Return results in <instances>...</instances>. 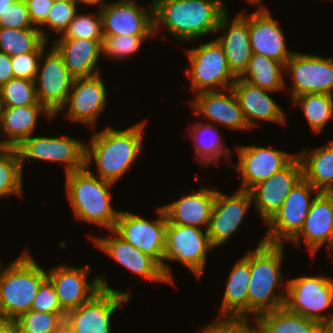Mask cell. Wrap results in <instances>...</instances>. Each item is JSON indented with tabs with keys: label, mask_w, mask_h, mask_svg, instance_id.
<instances>
[{
	"label": "cell",
	"mask_w": 333,
	"mask_h": 333,
	"mask_svg": "<svg viewBox=\"0 0 333 333\" xmlns=\"http://www.w3.org/2000/svg\"><path fill=\"white\" fill-rule=\"evenodd\" d=\"M154 34L163 25L176 39L190 41L217 32L226 12L222 0H153Z\"/></svg>",
	"instance_id": "6da1fadb"
},
{
	"label": "cell",
	"mask_w": 333,
	"mask_h": 333,
	"mask_svg": "<svg viewBox=\"0 0 333 333\" xmlns=\"http://www.w3.org/2000/svg\"><path fill=\"white\" fill-rule=\"evenodd\" d=\"M145 121L127 129L105 127L92 135L85 144V167L90 168L93 158L98 167V177L115 183L131 167L142 150Z\"/></svg>",
	"instance_id": "7a4b0ae2"
},
{
	"label": "cell",
	"mask_w": 333,
	"mask_h": 333,
	"mask_svg": "<svg viewBox=\"0 0 333 333\" xmlns=\"http://www.w3.org/2000/svg\"><path fill=\"white\" fill-rule=\"evenodd\" d=\"M283 248L284 244H269L262 239L256 250L250 251L247 314L253 313L255 317L284 307L286 293L282 291L278 296L274 293L283 277L280 268Z\"/></svg>",
	"instance_id": "3957f363"
},
{
	"label": "cell",
	"mask_w": 333,
	"mask_h": 333,
	"mask_svg": "<svg viewBox=\"0 0 333 333\" xmlns=\"http://www.w3.org/2000/svg\"><path fill=\"white\" fill-rule=\"evenodd\" d=\"M96 176L86 167L66 173V194L76 218L111 231L120 212L110 202L114 183Z\"/></svg>",
	"instance_id": "277c9868"
},
{
	"label": "cell",
	"mask_w": 333,
	"mask_h": 333,
	"mask_svg": "<svg viewBox=\"0 0 333 333\" xmlns=\"http://www.w3.org/2000/svg\"><path fill=\"white\" fill-rule=\"evenodd\" d=\"M46 279L47 271L25 250L0 275V318L15 320L29 311L38 288Z\"/></svg>",
	"instance_id": "5b68a950"
},
{
	"label": "cell",
	"mask_w": 333,
	"mask_h": 333,
	"mask_svg": "<svg viewBox=\"0 0 333 333\" xmlns=\"http://www.w3.org/2000/svg\"><path fill=\"white\" fill-rule=\"evenodd\" d=\"M157 212L159 218L151 222L134 213L120 211L114 231L126 242L152 257L161 266L169 283L174 284L170 266L164 263L167 218L162 207Z\"/></svg>",
	"instance_id": "8992f818"
},
{
	"label": "cell",
	"mask_w": 333,
	"mask_h": 333,
	"mask_svg": "<svg viewBox=\"0 0 333 333\" xmlns=\"http://www.w3.org/2000/svg\"><path fill=\"white\" fill-rule=\"evenodd\" d=\"M190 67L187 74L191 79V90L197 93L206 91H227L237 77L228 66L223 47L216 39L196 48L186 50Z\"/></svg>",
	"instance_id": "52a82bcc"
},
{
	"label": "cell",
	"mask_w": 333,
	"mask_h": 333,
	"mask_svg": "<svg viewBox=\"0 0 333 333\" xmlns=\"http://www.w3.org/2000/svg\"><path fill=\"white\" fill-rule=\"evenodd\" d=\"M284 307L290 312L325 325L331 313L321 314L333 304V279L301 276L288 280Z\"/></svg>",
	"instance_id": "ba28073f"
},
{
	"label": "cell",
	"mask_w": 333,
	"mask_h": 333,
	"mask_svg": "<svg viewBox=\"0 0 333 333\" xmlns=\"http://www.w3.org/2000/svg\"><path fill=\"white\" fill-rule=\"evenodd\" d=\"M313 192L319 193L302 177L291 189L281 208L266 222L269 228L263 241L279 245L286 240L291 241L303 226L313 201Z\"/></svg>",
	"instance_id": "9c48e42d"
},
{
	"label": "cell",
	"mask_w": 333,
	"mask_h": 333,
	"mask_svg": "<svg viewBox=\"0 0 333 333\" xmlns=\"http://www.w3.org/2000/svg\"><path fill=\"white\" fill-rule=\"evenodd\" d=\"M213 248L207 230L203 233L200 228L167 221L164 260L182 262L199 279L206 264V253Z\"/></svg>",
	"instance_id": "30bf717a"
},
{
	"label": "cell",
	"mask_w": 333,
	"mask_h": 333,
	"mask_svg": "<svg viewBox=\"0 0 333 333\" xmlns=\"http://www.w3.org/2000/svg\"><path fill=\"white\" fill-rule=\"evenodd\" d=\"M41 59L43 62L42 65L39 63L35 79L36 96L38 102L55 116L65 108L74 77L54 47L48 54L43 52Z\"/></svg>",
	"instance_id": "8fae6325"
},
{
	"label": "cell",
	"mask_w": 333,
	"mask_h": 333,
	"mask_svg": "<svg viewBox=\"0 0 333 333\" xmlns=\"http://www.w3.org/2000/svg\"><path fill=\"white\" fill-rule=\"evenodd\" d=\"M21 161L25 159L61 162L65 172H73L85 167V144L68 136L63 137H30L16 147Z\"/></svg>",
	"instance_id": "7c38bea8"
},
{
	"label": "cell",
	"mask_w": 333,
	"mask_h": 333,
	"mask_svg": "<svg viewBox=\"0 0 333 333\" xmlns=\"http://www.w3.org/2000/svg\"><path fill=\"white\" fill-rule=\"evenodd\" d=\"M90 268L68 267L66 265L52 267L47 272V279L53 285L62 309L67 313L88 302L102 288L112 290L104 276L94 277L92 283L87 280Z\"/></svg>",
	"instance_id": "4fadbf2b"
},
{
	"label": "cell",
	"mask_w": 333,
	"mask_h": 333,
	"mask_svg": "<svg viewBox=\"0 0 333 333\" xmlns=\"http://www.w3.org/2000/svg\"><path fill=\"white\" fill-rule=\"evenodd\" d=\"M292 74V99L308 93L333 95V58L294 52L285 64Z\"/></svg>",
	"instance_id": "5bb4252c"
},
{
	"label": "cell",
	"mask_w": 333,
	"mask_h": 333,
	"mask_svg": "<svg viewBox=\"0 0 333 333\" xmlns=\"http://www.w3.org/2000/svg\"><path fill=\"white\" fill-rule=\"evenodd\" d=\"M131 293L101 289L88 302L67 314L74 333H111V315L126 303Z\"/></svg>",
	"instance_id": "9a60e30c"
},
{
	"label": "cell",
	"mask_w": 333,
	"mask_h": 333,
	"mask_svg": "<svg viewBox=\"0 0 333 333\" xmlns=\"http://www.w3.org/2000/svg\"><path fill=\"white\" fill-rule=\"evenodd\" d=\"M99 7L104 36L155 35L153 4L142 10L135 1L120 0Z\"/></svg>",
	"instance_id": "2e32d148"
},
{
	"label": "cell",
	"mask_w": 333,
	"mask_h": 333,
	"mask_svg": "<svg viewBox=\"0 0 333 333\" xmlns=\"http://www.w3.org/2000/svg\"><path fill=\"white\" fill-rule=\"evenodd\" d=\"M302 177V164L296 156L282 170L249 190L252 204H255V209L265 223L281 208L291 189Z\"/></svg>",
	"instance_id": "e0dca14e"
},
{
	"label": "cell",
	"mask_w": 333,
	"mask_h": 333,
	"mask_svg": "<svg viewBox=\"0 0 333 333\" xmlns=\"http://www.w3.org/2000/svg\"><path fill=\"white\" fill-rule=\"evenodd\" d=\"M239 163L235 167L242 174L241 190L249 191L258 183L286 167L295 157L283 151L269 147L240 146Z\"/></svg>",
	"instance_id": "ac0fdd59"
},
{
	"label": "cell",
	"mask_w": 333,
	"mask_h": 333,
	"mask_svg": "<svg viewBox=\"0 0 333 333\" xmlns=\"http://www.w3.org/2000/svg\"><path fill=\"white\" fill-rule=\"evenodd\" d=\"M251 203L247 190L239 189L232 196L217 191L207 229L213 247L225 243L237 231Z\"/></svg>",
	"instance_id": "d6986e66"
},
{
	"label": "cell",
	"mask_w": 333,
	"mask_h": 333,
	"mask_svg": "<svg viewBox=\"0 0 333 333\" xmlns=\"http://www.w3.org/2000/svg\"><path fill=\"white\" fill-rule=\"evenodd\" d=\"M107 91L100 73L91 77L74 78L67 102L66 116L72 121L95 126L97 117L106 106Z\"/></svg>",
	"instance_id": "ffe728a7"
},
{
	"label": "cell",
	"mask_w": 333,
	"mask_h": 333,
	"mask_svg": "<svg viewBox=\"0 0 333 333\" xmlns=\"http://www.w3.org/2000/svg\"><path fill=\"white\" fill-rule=\"evenodd\" d=\"M249 35L252 53L286 64L294 52L287 50L280 25L264 6L249 16Z\"/></svg>",
	"instance_id": "44dd1931"
},
{
	"label": "cell",
	"mask_w": 333,
	"mask_h": 333,
	"mask_svg": "<svg viewBox=\"0 0 333 333\" xmlns=\"http://www.w3.org/2000/svg\"><path fill=\"white\" fill-rule=\"evenodd\" d=\"M305 240L312 255L327 243H333V195L330 192H319L313 196L310 210L300 232L291 240L297 246L301 238Z\"/></svg>",
	"instance_id": "7402d4cb"
},
{
	"label": "cell",
	"mask_w": 333,
	"mask_h": 333,
	"mask_svg": "<svg viewBox=\"0 0 333 333\" xmlns=\"http://www.w3.org/2000/svg\"><path fill=\"white\" fill-rule=\"evenodd\" d=\"M238 13L230 21L225 12L218 23L217 31L228 29L225 35L216 40L223 47L227 58L228 66L236 77H240L248 67L252 56L250 35H249V16Z\"/></svg>",
	"instance_id": "603a6c76"
},
{
	"label": "cell",
	"mask_w": 333,
	"mask_h": 333,
	"mask_svg": "<svg viewBox=\"0 0 333 333\" xmlns=\"http://www.w3.org/2000/svg\"><path fill=\"white\" fill-rule=\"evenodd\" d=\"M91 238L101 250L132 273L150 281L169 282L164 276L161 266L152 257L126 242L114 230H111L110 238Z\"/></svg>",
	"instance_id": "cb8c5ba5"
},
{
	"label": "cell",
	"mask_w": 333,
	"mask_h": 333,
	"mask_svg": "<svg viewBox=\"0 0 333 333\" xmlns=\"http://www.w3.org/2000/svg\"><path fill=\"white\" fill-rule=\"evenodd\" d=\"M227 90L229 94L223 93V90L198 93L190 105L195 108L196 115L202 114L208 121L220 123L232 130L249 129L235 93L232 88Z\"/></svg>",
	"instance_id": "d4e9b609"
},
{
	"label": "cell",
	"mask_w": 333,
	"mask_h": 333,
	"mask_svg": "<svg viewBox=\"0 0 333 333\" xmlns=\"http://www.w3.org/2000/svg\"><path fill=\"white\" fill-rule=\"evenodd\" d=\"M231 88L239 101L249 128L257 124L254 121L256 119L280 124L285 123V112L269 96V90L253 85L239 77Z\"/></svg>",
	"instance_id": "484cf974"
},
{
	"label": "cell",
	"mask_w": 333,
	"mask_h": 333,
	"mask_svg": "<svg viewBox=\"0 0 333 333\" xmlns=\"http://www.w3.org/2000/svg\"><path fill=\"white\" fill-rule=\"evenodd\" d=\"M199 189L197 192L185 195L177 201L163 205L162 209L167 221L176 225H187L200 228L204 225L208 229L212 207L217 189Z\"/></svg>",
	"instance_id": "4316f807"
},
{
	"label": "cell",
	"mask_w": 333,
	"mask_h": 333,
	"mask_svg": "<svg viewBox=\"0 0 333 333\" xmlns=\"http://www.w3.org/2000/svg\"><path fill=\"white\" fill-rule=\"evenodd\" d=\"M53 47L62 56L74 78L91 77L99 74L97 63L102 53V41L85 38H58Z\"/></svg>",
	"instance_id": "83f0119b"
},
{
	"label": "cell",
	"mask_w": 333,
	"mask_h": 333,
	"mask_svg": "<svg viewBox=\"0 0 333 333\" xmlns=\"http://www.w3.org/2000/svg\"><path fill=\"white\" fill-rule=\"evenodd\" d=\"M250 281V251L239 259L229 274L218 318H247Z\"/></svg>",
	"instance_id": "f1b7e54d"
},
{
	"label": "cell",
	"mask_w": 333,
	"mask_h": 333,
	"mask_svg": "<svg viewBox=\"0 0 333 333\" xmlns=\"http://www.w3.org/2000/svg\"><path fill=\"white\" fill-rule=\"evenodd\" d=\"M40 113H44L50 120L54 117L42 104L5 107L0 127L4 130L2 135H7L8 138L2 141L9 148L19 146L33 134Z\"/></svg>",
	"instance_id": "f546056e"
},
{
	"label": "cell",
	"mask_w": 333,
	"mask_h": 333,
	"mask_svg": "<svg viewBox=\"0 0 333 333\" xmlns=\"http://www.w3.org/2000/svg\"><path fill=\"white\" fill-rule=\"evenodd\" d=\"M253 321L256 333H325L323 324L285 307L261 313Z\"/></svg>",
	"instance_id": "4dcf8cb0"
},
{
	"label": "cell",
	"mask_w": 333,
	"mask_h": 333,
	"mask_svg": "<svg viewBox=\"0 0 333 333\" xmlns=\"http://www.w3.org/2000/svg\"><path fill=\"white\" fill-rule=\"evenodd\" d=\"M306 149L298 153L302 164V176L319 192L333 189V142L318 147L307 155Z\"/></svg>",
	"instance_id": "1f68e13d"
},
{
	"label": "cell",
	"mask_w": 333,
	"mask_h": 333,
	"mask_svg": "<svg viewBox=\"0 0 333 333\" xmlns=\"http://www.w3.org/2000/svg\"><path fill=\"white\" fill-rule=\"evenodd\" d=\"M284 71L285 64L266 56L252 53L247 69L239 78L273 92L284 88L285 81L282 75Z\"/></svg>",
	"instance_id": "d6a6232c"
},
{
	"label": "cell",
	"mask_w": 333,
	"mask_h": 333,
	"mask_svg": "<svg viewBox=\"0 0 333 333\" xmlns=\"http://www.w3.org/2000/svg\"><path fill=\"white\" fill-rule=\"evenodd\" d=\"M293 102L301 106L304 116L314 133L320 132L333 116V95L308 93L294 97Z\"/></svg>",
	"instance_id": "836d02e7"
},
{
	"label": "cell",
	"mask_w": 333,
	"mask_h": 333,
	"mask_svg": "<svg viewBox=\"0 0 333 333\" xmlns=\"http://www.w3.org/2000/svg\"><path fill=\"white\" fill-rule=\"evenodd\" d=\"M44 41L38 28L0 27V52L11 57L35 51Z\"/></svg>",
	"instance_id": "e575fe53"
},
{
	"label": "cell",
	"mask_w": 333,
	"mask_h": 333,
	"mask_svg": "<svg viewBox=\"0 0 333 333\" xmlns=\"http://www.w3.org/2000/svg\"><path fill=\"white\" fill-rule=\"evenodd\" d=\"M214 131L217 138L214 136H208ZM217 127L213 123L204 124V122H198L193 127V132L190 136L193 137L195 146V153L197 154L199 161L202 163L218 162L223 154L229 156V149H225L221 140L222 135L218 133ZM209 133V134H207ZM205 134V136H204ZM198 135V136H197ZM201 135V136H199ZM207 135V136H206ZM204 136V137H203ZM200 137V138H199ZM203 137V138H202ZM223 152V153H222ZM225 152V153H224Z\"/></svg>",
	"instance_id": "d590c367"
},
{
	"label": "cell",
	"mask_w": 333,
	"mask_h": 333,
	"mask_svg": "<svg viewBox=\"0 0 333 333\" xmlns=\"http://www.w3.org/2000/svg\"><path fill=\"white\" fill-rule=\"evenodd\" d=\"M22 170L16 148H9L0 155V198L22 195Z\"/></svg>",
	"instance_id": "8d00e7d4"
},
{
	"label": "cell",
	"mask_w": 333,
	"mask_h": 333,
	"mask_svg": "<svg viewBox=\"0 0 333 333\" xmlns=\"http://www.w3.org/2000/svg\"><path fill=\"white\" fill-rule=\"evenodd\" d=\"M35 87L33 80L12 78L1 87L5 107L41 104L37 100Z\"/></svg>",
	"instance_id": "74e56055"
},
{
	"label": "cell",
	"mask_w": 333,
	"mask_h": 333,
	"mask_svg": "<svg viewBox=\"0 0 333 333\" xmlns=\"http://www.w3.org/2000/svg\"><path fill=\"white\" fill-rule=\"evenodd\" d=\"M75 14L74 19L70 22L68 28L60 38H85L92 40H101L103 42L102 18L98 14Z\"/></svg>",
	"instance_id": "f35d334b"
},
{
	"label": "cell",
	"mask_w": 333,
	"mask_h": 333,
	"mask_svg": "<svg viewBox=\"0 0 333 333\" xmlns=\"http://www.w3.org/2000/svg\"><path fill=\"white\" fill-rule=\"evenodd\" d=\"M66 313H51L29 310L16 319L19 333H53L57 319Z\"/></svg>",
	"instance_id": "ab89813d"
},
{
	"label": "cell",
	"mask_w": 333,
	"mask_h": 333,
	"mask_svg": "<svg viewBox=\"0 0 333 333\" xmlns=\"http://www.w3.org/2000/svg\"><path fill=\"white\" fill-rule=\"evenodd\" d=\"M154 35H116L104 36L102 53L111 58H127L136 53L143 40Z\"/></svg>",
	"instance_id": "60d3db41"
},
{
	"label": "cell",
	"mask_w": 333,
	"mask_h": 333,
	"mask_svg": "<svg viewBox=\"0 0 333 333\" xmlns=\"http://www.w3.org/2000/svg\"><path fill=\"white\" fill-rule=\"evenodd\" d=\"M47 41L45 40L35 51L11 57L14 78H24L35 81L39 62Z\"/></svg>",
	"instance_id": "b9f144b4"
},
{
	"label": "cell",
	"mask_w": 333,
	"mask_h": 333,
	"mask_svg": "<svg viewBox=\"0 0 333 333\" xmlns=\"http://www.w3.org/2000/svg\"><path fill=\"white\" fill-rule=\"evenodd\" d=\"M78 6L73 1L54 2L45 22L54 32L63 34L77 13Z\"/></svg>",
	"instance_id": "7bdbcfd3"
},
{
	"label": "cell",
	"mask_w": 333,
	"mask_h": 333,
	"mask_svg": "<svg viewBox=\"0 0 333 333\" xmlns=\"http://www.w3.org/2000/svg\"><path fill=\"white\" fill-rule=\"evenodd\" d=\"M0 27L13 29L36 28L29 18L26 1H14L1 15Z\"/></svg>",
	"instance_id": "ee69618b"
},
{
	"label": "cell",
	"mask_w": 333,
	"mask_h": 333,
	"mask_svg": "<svg viewBox=\"0 0 333 333\" xmlns=\"http://www.w3.org/2000/svg\"><path fill=\"white\" fill-rule=\"evenodd\" d=\"M30 310L51 313H66L62 309L56 291L48 279H46L38 288Z\"/></svg>",
	"instance_id": "f6af8a7d"
},
{
	"label": "cell",
	"mask_w": 333,
	"mask_h": 333,
	"mask_svg": "<svg viewBox=\"0 0 333 333\" xmlns=\"http://www.w3.org/2000/svg\"><path fill=\"white\" fill-rule=\"evenodd\" d=\"M246 319H233V318H218L215 323L201 328L200 333H256L255 325H249Z\"/></svg>",
	"instance_id": "bcb514c9"
},
{
	"label": "cell",
	"mask_w": 333,
	"mask_h": 333,
	"mask_svg": "<svg viewBox=\"0 0 333 333\" xmlns=\"http://www.w3.org/2000/svg\"><path fill=\"white\" fill-rule=\"evenodd\" d=\"M53 3V0H26L29 18L33 26L40 30L42 37L46 41L48 36L45 33V30L40 26L45 22Z\"/></svg>",
	"instance_id": "7dc6e473"
},
{
	"label": "cell",
	"mask_w": 333,
	"mask_h": 333,
	"mask_svg": "<svg viewBox=\"0 0 333 333\" xmlns=\"http://www.w3.org/2000/svg\"><path fill=\"white\" fill-rule=\"evenodd\" d=\"M12 78H14V73L12 70L11 56L0 52V88Z\"/></svg>",
	"instance_id": "c3c4849f"
},
{
	"label": "cell",
	"mask_w": 333,
	"mask_h": 333,
	"mask_svg": "<svg viewBox=\"0 0 333 333\" xmlns=\"http://www.w3.org/2000/svg\"><path fill=\"white\" fill-rule=\"evenodd\" d=\"M53 333H74L72 319L67 313L57 319Z\"/></svg>",
	"instance_id": "681fc988"
},
{
	"label": "cell",
	"mask_w": 333,
	"mask_h": 333,
	"mask_svg": "<svg viewBox=\"0 0 333 333\" xmlns=\"http://www.w3.org/2000/svg\"><path fill=\"white\" fill-rule=\"evenodd\" d=\"M0 333H19L15 320L0 318Z\"/></svg>",
	"instance_id": "f907efd6"
},
{
	"label": "cell",
	"mask_w": 333,
	"mask_h": 333,
	"mask_svg": "<svg viewBox=\"0 0 333 333\" xmlns=\"http://www.w3.org/2000/svg\"><path fill=\"white\" fill-rule=\"evenodd\" d=\"M13 2V0H0V17Z\"/></svg>",
	"instance_id": "816d5d0a"
},
{
	"label": "cell",
	"mask_w": 333,
	"mask_h": 333,
	"mask_svg": "<svg viewBox=\"0 0 333 333\" xmlns=\"http://www.w3.org/2000/svg\"><path fill=\"white\" fill-rule=\"evenodd\" d=\"M325 333H333V313L331 314L328 322L324 325Z\"/></svg>",
	"instance_id": "f5cc1de1"
},
{
	"label": "cell",
	"mask_w": 333,
	"mask_h": 333,
	"mask_svg": "<svg viewBox=\"0 0 333 333\" xmlns=\"http://www.w3.org/2000/svg\"><path fill=\"white\" fill-rule=\"evenodd\" d=\"M76 5L79 4V3H86V4H92V5H95V4H98L99 6L103 3L102 0H72ZM102 1V2H101Z\"/></svg>",
	"instance_id": "db71d44e"
},
{
	"label": "cell",
	"mask_w": 333,
	"mask_h": 333,
	"mask_svg": "<svg viewBox=\"0 0 333 333\" xmlns=\"http://www.w3.org/2000/svg\"><path fill=\"white\" fill-rule=\"evenodd\" d=\"M4 111H5V103H4L3 95L1 92V88H0V120L2 119Z\"/></svg>",
	"instance_id": "11a10c76"
},
{
	"label": "cell",
	"mask_w": 333,
	"mask_h": 333,
	"mask_svg": "<svg viewBox=\"0 0 333 333\" xmlns=\"http://www.w3.org/2000/svg\"><path fill=\"white\" fill-rule=\"evenodd\" d=\"M9 147L0 139V155H2Z\"/></svg>",
	"instance_id": "9f6ffc18"
},
{
	"label": "cell",
	"mask_w": 333,
	"mask_h": 333,
	"mask_svg": "<svg viewBox=\"0 0 333 333\" xmlns=\"http://www.w3.org/2000/svg\"><path fill=\"white\" fill-rule=\"evenodd\" d=\"M249 1V3H253V4H260L261 3V0H247Z\"/></svg>",
	"instance_id": "6f0895ef"
},
{
	"label": "cell",
	"mask_w": 333,
	"mask_h": 333,
	"mask_svg": "<svg viewBox=\"0 0 333 333\" xmlns=\"http://www.w3.org/2000/svg\"><path fill=\"white\" fill-rule=\"evenodd\" d=\"M54 2L72 1V0H53Z\"/></svg>",
	"instance_id": "680465c9"
},
{
	"label": "cell",
	"mask_w": 333,
	"mask_h": 333,
	"mask_svg": "<svg viewBox=\"0 0 333 333\" xmlns=\"http://www.w3.org/2000/svg\"><path fill=\"white\" fill-rule=\"evenodd\" d=\"M3 267H2V264H1V262H0V275H1V273H2V269Z\"/></svg>",
	"instance_id": "91938a15"
}]
</instances>
